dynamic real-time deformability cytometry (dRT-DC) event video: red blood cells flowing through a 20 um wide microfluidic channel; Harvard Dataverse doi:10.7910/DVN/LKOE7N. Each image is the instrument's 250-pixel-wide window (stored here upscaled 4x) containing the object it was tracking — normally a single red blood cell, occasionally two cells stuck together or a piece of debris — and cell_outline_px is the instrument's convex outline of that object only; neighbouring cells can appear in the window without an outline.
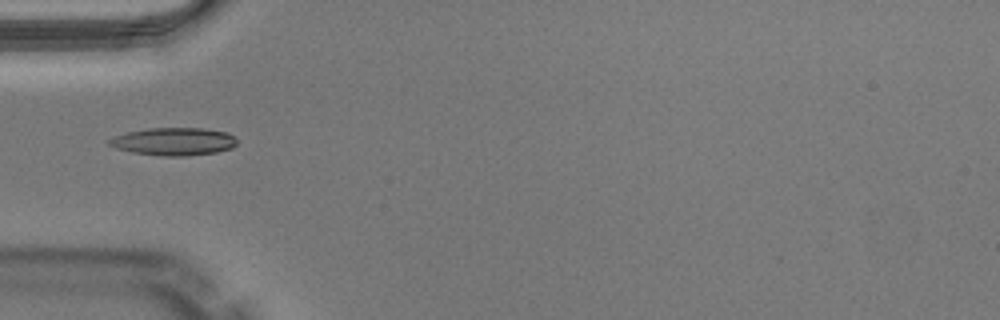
{"species": "Egyptian fruit bat (a non-hibernating species)", "species_latin": "Rousettus aegyptiacus", "temperature_condition": "warm", "stored_images_in_passage": 34, "segment_of_instrument_passage": [1, 2], "camera_frame_rate_fps": 3000, "um_per_image_px": 0.085, "animal": {"sex": "male"}, "frame": {"image": 1, "passage_image": 1, "time_ms": 0.0, "image_size_px": [1000, 320], "cell_outline_px": [[236, 144], [232, 148], [216, 152], [188, 156], [160, 156], [132, 152], [116, 148], [108, 144], [108, 140], [116, 136], [128, 132], [148, 128], [204, 128], [224, 132], [232, 136], [236, 140]], "centroid_in_image_um": [14.76, 12.03], "position_along_channel_um": 70.2, "area_um2": 20.52}}
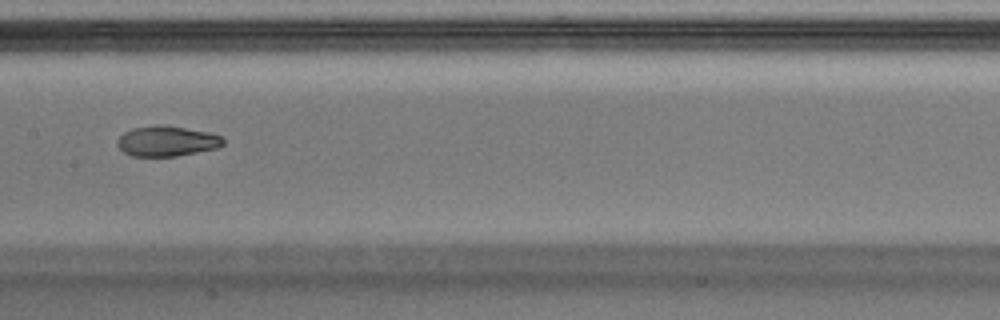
{"frame": {"image": 2, "passage_image": 10, "time_ms": 3.0, "image_size_px": [1000, 320], "cell_outline_px": [[224, 144], [216, 148], [176, 156], [132, 156], [124, 152], [116, 144], [116, 140], [124, 132], [132, 128], [156, 124], [160, 124], [208, 132], [220, 136], [224, 140]], "centroid_in_image_um": [14.14, 11.99], "position_along_channel_um": 193.3, "area_um2": 18.61}}